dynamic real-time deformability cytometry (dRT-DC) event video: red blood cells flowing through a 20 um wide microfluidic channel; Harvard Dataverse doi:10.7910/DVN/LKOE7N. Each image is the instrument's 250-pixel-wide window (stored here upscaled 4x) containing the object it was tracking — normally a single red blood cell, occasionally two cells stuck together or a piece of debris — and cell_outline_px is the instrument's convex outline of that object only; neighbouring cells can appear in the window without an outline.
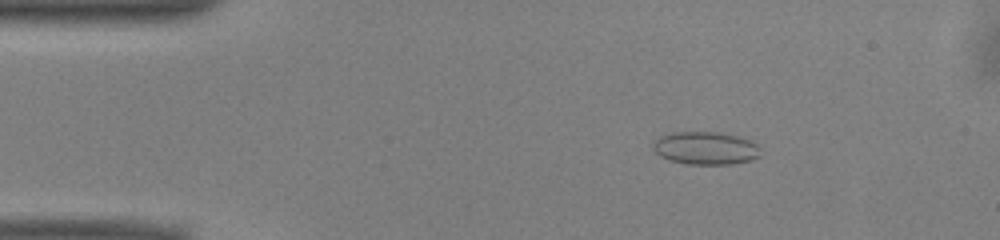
{"species": "common noctule bat (a hibernating species)", "species_latin": "Nyctalus noctula", "temperature_condition": "warm", "stored_images_in_passage": 51, "camera_frame_rate_fps": 3000, "um_per_image_px": 0.085, "animal": {"sex": "male", "body_mass_g": 13.0, "forearm_length_mm": 53.1}, "frame": {"image": 1, "passage_image": 8, "time_ms": 2.333, "image_size_px": [1000, 240], "cell_outline_px": [[760, 156], [752, 160], [732, 164], [684, 164], [668, 160], [660, 156], [652, 148], [652, 144], [660, 136], [672, 132], [720, 132], [752, 140], [756, 144]], "centroid_in_image_um": [59.95, 12.59], "position_along_channel_um": 25.1, "area_um2": 20.69}}
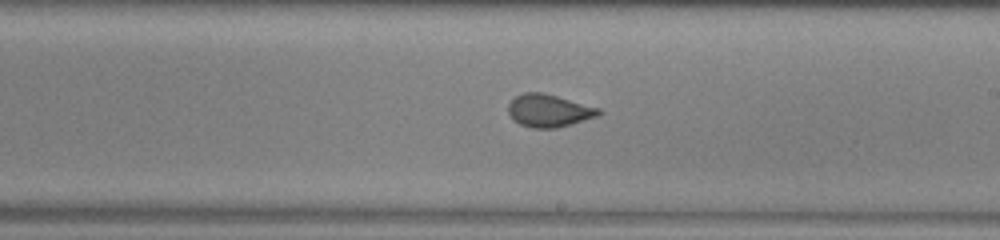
{"frame": {"image": 2, "passage_image": 29, "time_ms": 9.333, "image_size_px": [1000, 240], "cell_outline_px": [[604, 112], [596, 116], [572, 124], [556, 128], [532, 128], [520, 124], [508, 112], [508, 104], [516, 96], [524, 92], [540, 92], [556, 96], [600, 108]], "centroid_in_image_um": [46.67, 9.4], "position_along_channel_um": 242.3, "area_um2": 16.99}}
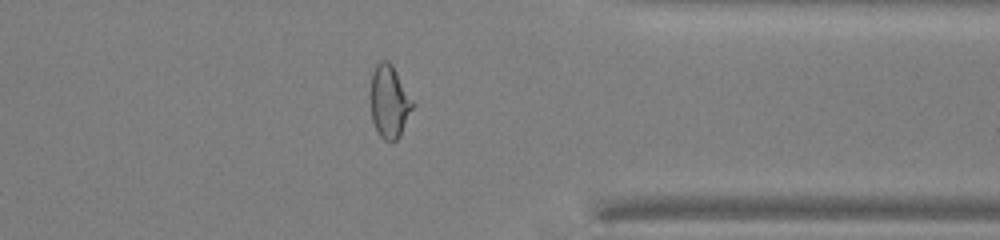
{"frame": {"image": 3, "passage_image": 40, "time_ms": 13.0, "image_size_px": [1000, 240], "cell_outline_px": [[416, 104], [400, 136], [396, 140], [384, 140], [380, 136], [372, 120], [368, 96], [372, 72], [376, 64], [380, 60], [388, 60], [392, 64]], "centroid_in_image_um": [33.08, 8.61], "position_along_channel_um": 378.3, "area_um2": 18.5}, "authors_computed_cell_mechanics": {"area_um2": 18.496, "velocity_mm_per_s": 3.9859, "shape_relaxation_time_tau1_ms": 9.1974, "shape_relaxation_time_tau2_ms": 0.7906, "deformation_change_tau1": 0.181, "deformation_change_tau2": 0.0496}}